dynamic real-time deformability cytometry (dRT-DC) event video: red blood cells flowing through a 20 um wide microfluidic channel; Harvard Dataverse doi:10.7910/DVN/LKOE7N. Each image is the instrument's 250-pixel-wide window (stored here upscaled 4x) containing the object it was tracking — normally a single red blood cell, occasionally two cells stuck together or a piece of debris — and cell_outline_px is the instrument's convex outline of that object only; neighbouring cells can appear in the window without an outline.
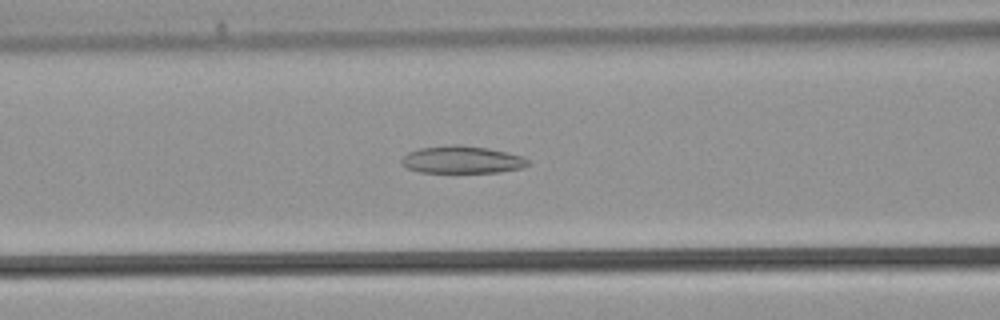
{"species": "common noctule bat (a hibernating species)", "species_latin": "Nyctalus noctula", "temperature_condition": "warm", "stored_images_in_passage": 38, "camera_frame_rate_fps": 3000, "um_per_image_px": 0.085, "animal": {"sex": "male", "body_mass_g": 21.5, "forearm_length_mm": 52.0}, "frame": {"image": 1, "passage_image": 15, "time_ms": 4.667, "image_size_px": [1000, 320], "cell_outline_px": [[532, 164], [524, 168], [500, 172], [420, 172], [408, 168], [400, 164], [400, 160], [408, 152], [420, 148], [452, 144], [460, 144], [488, 148], [508, 152], [520, 156], [528, 160]], "centroid_in_image_um": [39.29, 13.57], "position_along_channel_um": 127.3, "area_um2": 20.35}}
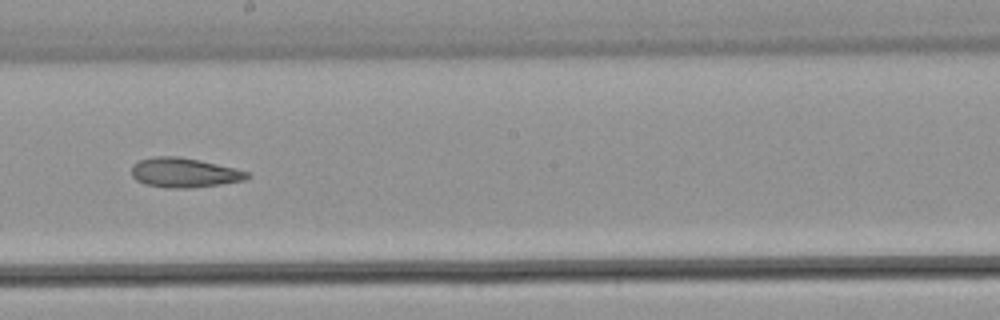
{"frame": {"image": 2, "passage_image": 21, "time_ms": 6.667, "image_size_px": [1000, 320], "cell_outline_px": [[252, 176], [244, 180], [220, 184], [188, 188], [164, 188], [144, 184], [136, 180], [132, 176], [132, 164], [140, 160], [156, 156], [180, 156], [216, 164], [248, 172]], "centroid_in_image_um": [15.61, 14.68], "position_along_channel_um": 232.6, "area_um2": 19.83}}
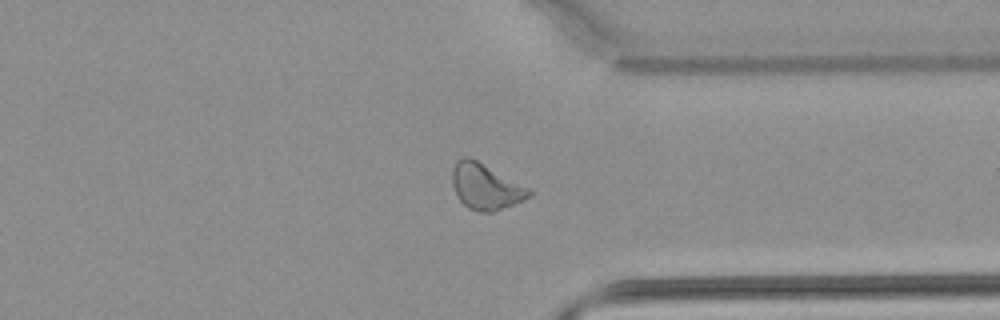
{"frame": {"image": 3, "passage_image": 29, "time_ms": 9.333, "image_size_px": [1000, 320], "cell_outline_px": [[532, 196], [492, 212], [480, 212], [468, 208], [456, 196], [452, 184], [452, 168], [456, 160], [464, 156], [468, 156], [532, 188]], "centroid_in_image_um": [41.28, 15.84], "position_along_channel_um": 370.1, "area_um2": 20.63}}